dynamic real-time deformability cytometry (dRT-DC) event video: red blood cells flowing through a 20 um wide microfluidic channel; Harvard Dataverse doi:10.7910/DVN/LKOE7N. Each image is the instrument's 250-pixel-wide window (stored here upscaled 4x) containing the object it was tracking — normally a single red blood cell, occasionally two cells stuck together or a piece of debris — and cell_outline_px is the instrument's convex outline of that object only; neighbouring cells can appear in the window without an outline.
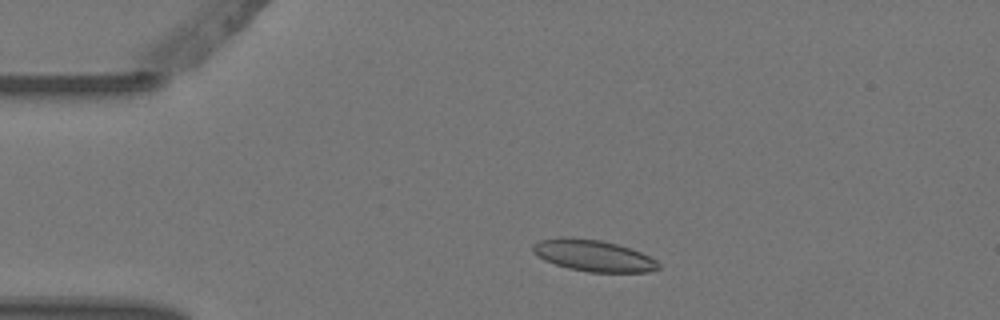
{"species": "Egyptian fruit bat (a non-hibernating species)", "species_latin": "Rousettus aegyptiacus", "temperature_condition": "warm", "stored_images_in_passage": 3, "camera_frame_rate_fps": 3000, "um_per_image_px": 0.085, "animal": {"sex": "female"}, "frame": {"image": 1, "passage_image": 2, "time_ms": 0.333, "image_size_px": [1000, 320], "cell_outline_px": [[660, 268], [648, 272], [588, 272], [568, 268], [544, 260], [532, 252], [532, 244], [540, 240], [560, 236], [572, 236], [600, 240], [632, 248], [656, 260], [660, 264]], "centroid_in_image_um": [50.4, 21.71], "position_along_channel_um": 34.6, "area_um2": 23.29}}